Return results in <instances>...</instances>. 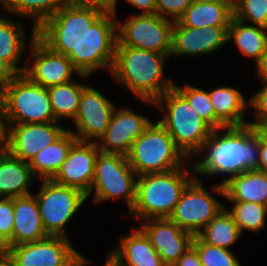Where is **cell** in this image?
Segmentation results:
<instances>
[{"mask_svg":"<svg viewBox=\"0 0 267 266\" xmlns=\"http://www.w3.org/2000/svg\"><path fill=\"white\" fill-rule=\"evenodd\" d=\"M260 143L250 124L226 126L212 131L201 149L193 156L200 161L193 163L196 178L225 175L223 185L231 177L259 167Z\"/></svg>","mask_w":267,"mask_h":266,"instance_id":"6da1fadb","label":"cell"},{"mask_svg":"<svg viewBox=\"0 0 267 266\" xmlns=\"http://www.w3.org/2000/svg\"><path fill=\"white\" fill-rule=\"evenodd\" d=\"M170 55L116 46L110 73L116 83L125 85L141 103L155 106L154 102L175 85L173 79L164 75L165 61Z\"/></svg>","mask_w":267,"mask_h":266,"instance_id":"7a4b0ae2","label":"cell"},{"mask_svg":"<svg viewBox=\"0 0 267 266\" xmlns=\"http://www.w3.org/2000/svg\"><path fill=\"white\" fill-rule=\"evenodd\" d=\"M195 178L191 160L178 169L138 176L136 199L130 211L132 218L139 222L169 218L183 191Z\"/></svg>","mask_w":267,"mask_h":266,"instance_id":"3957f363","label":"cell"},{"mask_svg":"<svg viewBox=\"0 0 267 266\" xmlns=\"http://www.w3.org/2000/svg\"><path fill=\"white\" fill-rule=\"evenodd\" d=\"M154 103L162 113L159 123L173 138L175 146L188 160L192 161L193 156L201 149L213 129L199 117L174 87Z\"/></svg>","mask_w":267,"mask_h":266,"instance_id":"277c9868","label":"cell"},{"mask_svg":"<svg viewBox=\"0 0 267 266\" xmlns=\"http://www.w3.org/2000/svg\"><path fill=\"white\" fill-rule=\"evenodd\" d=\"M102 14L94 8L65 4L36 30V36L51 50L67 56L78 70L82 37Z\"/></svg>","mask_w":267,"mask_h":266,"instance_id":"5b68a950","label":"cell"},{"mask_svg":"<svg viewBox=\"0 0 267 266\" xmlns=\"http://www.w3.org/2000/svg\"><path fill=\"white\" fill-rule=\"evenodd\" d=\"M126 157L137 176L168 172L188 161L158 120L152 121L133 142Z\"/></svg>","mask_w":267,"mask_h":266,"instance_id":"8992f818","label":"cell"},{"mask_svg":"<svg viewBox=\"0 0 267 266\" xmlns=\"http://www.w3.org/2000/svg\"><path fill=\"white\" fill-rule=\"evenodd\" d=\"M0 103L7 124L50 123L52 112L48 89L18 74L0 89Z\"/></svg>","mask_w":267,"mask_h":266,"instance_id":"52a82bcc","label":"cell"},{"mask_svg":"<svg viewBox=\"0 0 267 266\" xmlns=\"http://www.w3.org/2000/svg\"><path fill=\"white\" fill-rule=\"evenodd\" d=\"M137 177L126 156L99 152L87 198L94 193V204L121 199L130 212L136 199Z\"/></svg>","mask_w":267,"mask_h":266,"instance_id":"ba28073f","label":"cell"},{"mask_svg":"<svg viewBox=\"0 0 267 266\" xmlns=\"http://www.w3.org/2000/svg\"><path fill=\"white\" fill-rule=\"evenodd\" d=\"M34 195L47 235L69 238L66 225L86 203L87 195L77 188L53 180H41L40 190Z\"/></svg>","mask_w":267,"mask_h":266,"instance_id":"9c48e42d","label":"cell"},{"mask_svg":"<svg viewBox=\"0 0 267 266\" xmlns=\"http://www.w3.org/2000/svg\"><path fill=\"white\" fill-rule=\"evenodd\" d=\"M117 20L116 46H129L161 54H171L174 23L157 14L132 15Z\"/></svg>","mask_w":267,"mask_h":266,"instance_id":"30bf717a","label":"cell"},{"mask_svg":"<svg viewBox=\"0 0 267 266\" xmlns=\"http://www.w3.org/2000/svg\"><path fill=\"white\" fill-rule=\"evenodd\" d=\"M117 15L103 13L83 35L81 56H78V71L91 76L98 69L111 72L117 37Z\"/></svg>","mask_w":267,"mask_h":266,"instance_id":"8fae6325","label":"cell"},{"mask_svg":"<svg viewBox=\"0 0 267 266\" xmlns=\"http://www.w3.org/2000/svg\"><path fill=\"white\" fill-rule=\"evenodd\" d=\"M6 250L13 266H86L90 261L73 247L70 238L60 236H48Z\"/></svg>","mask_w":267,"mask_h":266,"instance_id":"7c38bea8","label":"cell"},{"mask_svg":"<svg viewBox=\"0 0 267 266\" xmlns=\"http://www.w3.org/2000/svg\"><path fill=\"white\" fill-rule=\"evenodd\" d=\"M29 60L26 58L24 75L33 83L45 88L63 84L74 80V74L78 77L87 79L90 76L80 74L73 66L71 60L60 53L51 50L37 36L36 29L32 28L30 33Z\"/></svg>","mask_w":267,"mask_h":266,"instance_id":"4fadbf2b","label":"cell"},{"mask_svg":"<svg viewBox=\"0 0 267 266\" xmlns=\"http://www.w3.org/2000/svg\"><path fill=\"white\" fill-rule=\"evenodd\" d=\"M200 179L195 178L185 188L169 216L178 227L194 236L226 207L213 193L207 191Z\"/></svg>","mask_w":267,"mask_h":266,"instance_id":"5bb4252c","label":"cell"},{"mask_svg":"<svg viewBox=\"0 0 267 266\" xmlns=\"http://www.w3.org/2000/svg\"><path fill=\"white\" fill-rule=\"evenodd\" d=\"M116 107L113 101L88 84L82 90L79 109L72 121L76 132L71 129V133L77 141L97 143L105 134Z\"/></svg>","mask_w":267,"mask_h":266,"instance_id":"9a60e30c","label":"cell"},{"mask_svg":"<svg viewBox=\"0 0 267 266\" xmlns=\"http://www.w3.org/2000/svg\"><path fill=\"white\" fill-rule=\"evenodd\" d=\"M59 121L50 123L7 124V151L30 163L43 148L54 143L66 131Z\"/></svg>","mask_w":267,"mask_h":266,"instance_id":"2e32d148","label":"cell"},{"mask_svg":"<svg viewBox=\"0 0 267 266\" xmlns=\"http://www.w3.org/2000/svg\"><path fill=\"white\" fill-rule=\"evenodd\" d=\"M149 118L129 107H116L105 134L97 142L100 152L127 156L133 142L151 124Z\"/></svg>","mask_w":267,"mask_h":266,"instance_id":"e0dca14e","label":"cell"},{"mask_svg":"<svg viewBox=\"0 0 267 266\" xmlns=\"http://www.w3.org/2000/svg\"><path fill=\"white\" fill-rule=\"evenodd\" d=\"M140 229L167 266H173L192 246L194 235L182 230L169 218L140 221Z\"/></svg>","mask_w":267,"mask_h":266,"instance_id":"ac0fdd59","label":"cell"},{"mask_svg":"<svg viewBox=\"0 0 267 266\" xmlns=\"http://www.w3.org/2000/svg\"><path fill=\"white\" fill-rule=\"evenodd\" d=\"M229 26H208L191 28L178 21L173 28L172 56H202L219 51L228 42Z\"/></svg>","mask_w":267,"mask_h":266,"instance_id":"d6986e66","label":"cell"},{"mask_svg":"<svg viewBox=\"0 0 267 266\" xmlns=\"http://www.w3.org/2000/svg\"><path fill=\"white\" fill-rule=\"evenodd\" d=\"M99 152L96 142L76 141L52 180L61 185L77 188L87 195L92 186L95 161Z\"/></svg>","mask_w":267,"mask_h":266,"instance_id":"ffe728a7","label":"cell"},{"mask_svg":"<svg viewBox=\"0 0 267 266\" xmlns=\"http://www.w3.org/2000/svg\"><path fill=\"white\" fill-rule=\"evenodd\" d=\"M112 249L103 266H167L140 228L121 237Z\"/></svg>","mask_w":267,"mask_h":266,"instance_id":"44dd1931","label":"cell"},{"mask_svg":"<svg viewBox=\"0 0 267 266\" xmlns=\"http://www.w3.org/2000/svg\"><path fill=\"white\" fill-rule=\"evenodd\" d=\"M14 225L12 238L2 247L22 245L48 237L41 222L34 193L13 198Z\"/></svg>","mask_w":267,"mask_h":266,"instance_id":"7402d4cb","label":"cell"},{"mask_svg":"<svg viewBox=\"0 0 267 266\" xmlns=\"http://www.w3.org/2000/svg\"><path fill=\"white\" fill-rule=\"evenodd\" d=\"M211 189L229 202H254L267 206V172L250 170L231 177L223 185Z\"/></svg>","mask_w":267,"mask_h":266,"instance_id":"603a6c76","label":"cell"},{"mask_svg":"<svg viewBox=\"0 0 267 266\" xmlns=\"http://www.w3.org/2000/svg\"><path fill=\"white\" fill-rule=\"evenodd\" d=\"M209 97L216 115V129L248 124L244 117L249 100L246 101L238 88L219 86L209 91Z\"/></svg>","mask_w":267,"mask_h":266,"instance_id":"cb8c5ba5","label":"cell"},{"mask_svg":"<svg viewBox=\"0 0 267 266\" xmlns=\"http://www.w3.org/2000/svg\"><path fill=\"white\" fill-rule=\"evenodd\" d=\"M29 163L23 162L7 150L0 157V197L27 196L33 182L37 180Z\"/></svg>","mask_w":267,"mask_h":266,"instance_id":"d4e9b609","label":"cell"},{"mask_svg":"<svg viewBox=\"0 0 267 266\" xmlns=\"http://www.w3.org/2000/svg\"><path fill=\"white\" fill-rule=\"evenodd\" d=\"M233 17V2L192 1L178 22L191 28L230 26Z\"/></svg>","mask_w":267,"mask_h":266,"instance_id":"484cf974","label":"cell"},{"mask_svg":"<svg viewBox=\"0 0 267 266\" xmlns=\"http://www.w3.org/2000/svg\"><path fill=\"white\" fill-rule=\"evenodd\" d=\"M77 138L68 129L58 140L39 151L29 163L36 178L52 180Z\"/></svg>","mask_w":267,"mask_h":266,"instance_id":"4316f807","label":"cell"},{"mask_svg":"<svg viewBox=\"0 0 267 266\" xmlns=\"http://www.w3.org/2000/svg\"><path fill=\"white\" fill-rule=\"evenodd\" d=\"M24 24L8 16H0V58L7 62L18 74H23L26 64L19 67V62L28 45Z\"/></svg>","mask_w":267,"mask_h":266,"instance_id":"83f0119b","label":"cell"},{"mask_svg":"<svg viewBox=\"0 0 267 266\" xmlns=\"http://www.w3.org/2000/svg\"><path fill=\"white\" fill-rule=\"evenodd\" d=\"M235 42L240 53L256 63L267 49V28L232 19L228 42Z\"/></svg>","mask_w":267,"mask_h":266,"instance_id":"f1b7e54d","label":"cell"},{"mask_svg":"<svg viewBox=\"0 0 267 266\" xmlns=\"http://www.w3.org/2000/svg\"><path fill=\"white\" fill-rule=\"evenodd\" d=\"M87 85L72 80L47 88L52 112L57 121L74 120L79 109L82 90Z\"/></svg>","mask_w":267,"mask_h":266,"instance_id":"f546056e","label":"cell"},{"mask_svg":"<svg viewBox=\"0 0 267 266\" xmlns=\"http://www.w3.org/2000/svg\"><path fill=\"white\" fill-rule=\"evenodd\" d=\"M197 236L204 243L231 250L230 246L236 244L242 233L232 215L225 208Z\"/></svg>","mask_w":267,"mask_h":266,"instance_id":"4dcf8cb0","label":"cell"},{"mask_svg":"<svg viewBox=\"0 0 267 266\" xmlns=\"http://www.w3.org/2000/svg\"><path fill=\"white\" fill-rule=\"evenodd\" d=\"M65 5L64 0H10L6 11L8 14L31 18L36 30Z\"/></svg>","mask_w":267,"mask_h":266,"instance_id":"1f68e13d","label":"cell"},{"mask_svg":"<svg viewBox=\"0 0 267 266\" xmlns=\"http://www.w3.org/2000/svg\"><path fill=\"white\" fill-rule=\"evenodd\" d=\"M233 206L226 210L232 215L243 234L244 230L259 233L266 227L267 206L254 202H231Z\"/></svg>","mask_w":267,"mask_h":266,"instance_id":"d6a6232c","label":"cell"},{"mask_svg":"<svg viewBox=\"0 0 267 266\" xmlns=\"http://www.w3.org/2000/svg\"><path fill=\"white\" fill-rule=\"evenodd\" d=\"M174 88L188 101L195 112L203 119L213 130L216 129V115L210 101L209 90L184 84L178 86L175 82Z\"/></svg>","mask_w":267,"mask_h":266,"instance_id":"836d02e7","label":"cell"},{"mask_svg":"<svg viewBox=\"0 0 267 266\" xmlns=\"http://www.w3.org/2000/svg\"><path fill=\"white\" fill-rule=\"evenodd\" d=\"M192 246L197 250L202 266H241L231 250L204 243L197 235Z\"/></svg>","mask_w":267,"mask_h":266,"instance_id":"e575fe53","label":"cell"},{"mask_svg":"<svg viewBox=\"0 0 267 266\" xmlns=\"http://www.w3.org/2000/svg\"><path fill=\"white\" fill-rule=\"evenodd\" d=\"M234 18L267 28V0H235Z\"/></svg>","mask_w":267,"mask_h":266,"instance_id":"d590c367","label":"cell"},{"mask_svg":"<svg viewBox=\"0 0 267 266\" xmlns=\"http://www.w3.org/2000/svg\"><path fill=\"white\" fill-rule=\"evenodd\" d=\"M13 225V198L0 197V248L12 238Z\"/></svg>","mask_w":267,"mask_h":266,"instance_id":"8d00e7d4","label":"cell"},{"mask_svg":"<svg viewBox=\"0 0 267 266\" xmlns=\"http://www.w3.org/2000/svg\"><path fill=\"white\" fill-rule=\"evenodd\" d=\"M191 3L192 0H156V14L176 22Z\"/></svg>","mask_w":267,"mask_h":266,"instance_id":"74e56055","label":"cell"},{"mask_svg":"<svg viewBox=\"0 0 267 266\" xmlns=\"http://www.w3.org/2000/svg\"><path fill=\"white\" fill-rule=\"evenodd\" d=\"M254 92L249 99V110L253 111V121H267V85Z\"/></svg>","mask_w":267,"mask_h":266,"instance_id":"f35d334b","label":"cell"},{"mask_svg":"<svg viewBox=\"0 0 267 266\" xmlns=\"http://www.w3.org/2000/svg\"><path fill=\"white\" fill-rule=\"evenodd\" d=\"M64 3L74 7L94 8L103 13L114 11V0H64Z\"/></svg>","mask_w":267,"mask_h":266,"instance_id":"ab89813d","label":"cell"},{"mask_svg":"<svg viewBox=\"0 0 267 266\" xmlns=\"http://www.w3.org/2000/svg\"><path fill=\"white\" fill-rule=\"evenodd\" d=\"M119 0H114V13L117 15V4ZM131 6L139 9V14H156V0H124Z\"/></svg>","mask_w":267,"mask_h":266,"instance_id":"60d3db41","label":"cell"},{"mask_svg":"<svg viewBox=\"0 0 267 266\" xmlns=\"http://www.w3.org/2000/svg\"><path fill=\"white\" fill-rule=\"evenodd\" d=\"M173 266H202L197 250L191 246Z\"/></svg>","mask_w":267,"mask_h":266,"instance_id":"b9f144b4","label":"cell"},{"mask_svg":"<svg viewBox=\"0 0 267 266\" xmlns=\"http://www.w3.org/2000/svg\"><path fill=\"white\" fill-rule=\"evenodd\" d=\"M17 75L18 73L7 62L0 58V89Z\"/></svg>","mask_w":267,"mask_h":266,"instance_id":"7bdbcfd3","label":"cell"},{"mask_svg":"<svg viewBox=\"0 0 267 266\" xmlns=\"http://www.w3.org/2000/svg\"><path fill=\"white\" fill-rule=\"evenodd\" d=\"M254 65L257 67L256 74L257 78L260 79L261 85H267V49Z\"/></svg>","mask_w":267,"mask_h":266,"instance_id":"ee69618b","label":"cell"},{"mask_svg":"<svg viewBox=\"0 0 267 266\" xmlns=\"http://www.w3.org/2000/svg\"><path fill=\"white\" fill-rule=\"evenodd\" d=\"M259 138V143L267 144V121H248Z\"/></svg>","mask_w":267,"mask_h":266,"instance_id":"f6af8a7d","label":"cell"},{"mask_svg":"<svg viewBox=\"0 0 267 266\" xmlns=\"http://www.w3.org/2000/svg\"><path fill=\"white\" fill-rule=\"evenodd\" d=\"M8 125L0 103V147H7Z\"/></svg>","mask_w":267,"mask_h":266,"instance_id":"bcb514c9","label":"cell"},{"mask_svg":"<svg viewBox=\"0 0 267 266\" xmlns=\"http://www.w3.org/2000/svg\"><path fill=\"white\" fill-rule=\"evenodd\" d=\"M258 170L267 172V144L266 143H260Z\"/></svg>","mask_w":267,"mask_h":266,"instance_id":"7dc6e473","label":"cell"},{"mask_svg":"<svg viewBox=\"0 0 267 266\" xmlns=\"http://www.w3.org/2000/svg\"><path fill=\"white\" fill-rule=\"evenodd\" d=\"M0 266H13L10 254L3 248H0Z\"/></svg>","mask_w":267,"mask_h":266,"instance_id":"c3c4849f","label":"cell"},{"mask_svg":"<svg viewBox=\"0 0 267 266\" xmlns=\"http://www.w3.org/2000/svg\"><path fill=\"white\" fill-rule=\"evenodd\" d=\"M192 1H199V2H233L232 0H192Z\"/></svg>","mask_w":267,"mask_h":266,"instance_id":"681fc988","label":"cell"},{"mask_svg":"<svg viewBox=\"0 0 267 266\" xmlns=\"http://www.w3.org/2000/svg\"><path fill=\"white\" fill-rule=\"evenodd\" d=\"M9 2L10 0H0V3L2 4L1 10H4L5 12V9L8 7Z\"/></svg>","mask_w":267,"mask_h":266,"instance_id":"f907efd6","label":"cell"},{"mask_svg":"<svg viewBox=\"0 0 267 266\" xmlns=\"http://www.w3.org/2000/svg\"><path fill=\"white\" fill-rule=\"evenodd\" d=\"M7 150V147H0V157Z\"/></svg>","mask_w":267,"mask_h":266,"instance_id":"816d5d0a","label":"cell"}]
</instances>
